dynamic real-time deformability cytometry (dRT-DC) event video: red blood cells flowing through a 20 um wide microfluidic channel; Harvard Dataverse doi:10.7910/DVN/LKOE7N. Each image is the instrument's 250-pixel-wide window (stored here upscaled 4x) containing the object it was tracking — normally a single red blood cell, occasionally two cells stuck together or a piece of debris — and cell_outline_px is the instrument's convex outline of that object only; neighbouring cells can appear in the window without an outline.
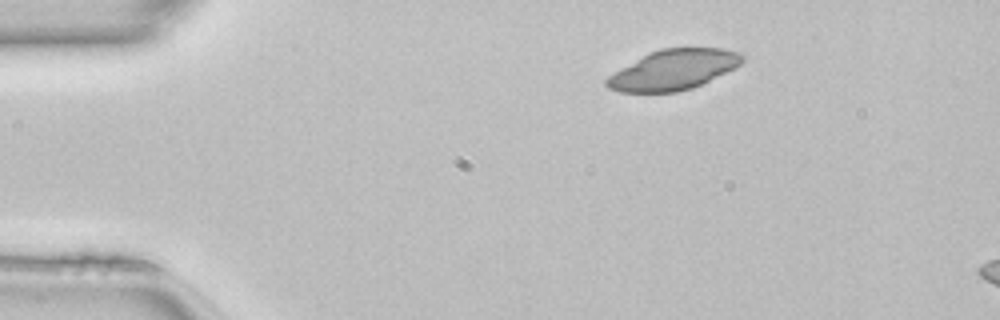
{"species": "common noctule bat (a hibernating species)", "species_latin": "Nyctalus noctula", "temperature_condition": "room temperature", "stored_images_in_passage": 42, "camera_frame_rate_fps": 3000, "um_per_image_px": 0.085, "animal": {"sex": "female", "body_mass_g": 22.7, "forearm_length_mm": 54.2}, "frame": {"image": 1, "passage_image": 1, "time_ms": 0.0, "image_size_px": [1000, 320], "cell_outline_px": [[744, 60], [740, 64], [692, 88], [676, 92], [620, 92], [608, 88], [604, 84], [604, 80], [608, 76], [648, 52], [660, 48], [724, 48], [740, 52], [744, 56]], "centroid_in_image_um": [57.2, 5.92], "position_along_channel_um": 27.8, "area_um2": 31.44}}